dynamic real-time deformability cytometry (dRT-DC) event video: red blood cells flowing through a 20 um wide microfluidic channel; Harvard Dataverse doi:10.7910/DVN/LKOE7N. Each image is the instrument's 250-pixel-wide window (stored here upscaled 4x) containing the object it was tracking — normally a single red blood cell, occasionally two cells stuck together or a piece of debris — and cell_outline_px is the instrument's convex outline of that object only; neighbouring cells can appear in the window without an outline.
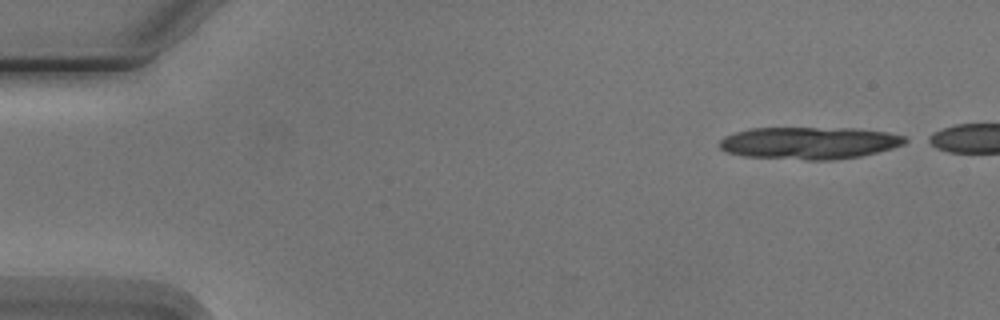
{"species": "Egyptian fruit bat (a non-hibernating species)", "species_latin": "Rousettus aegyptiacus", "temperature_condition": "cold", "stored_images_in_passage": 8, "camera_frame_rate_fps": 3000, "um_per_image_px": 0.085, "animal": {"sex": "male"}, "frame": {"image": 1, "passage_image": 1, "time_ms": 0.0, "image_size_px": [1000, 320], "cell_outline_px": [[912, 140], [904, 144], [892, 148], [860, 156], [832, 160], [808, 160], [744, 156], [728, 152], [720, 148], [720, 140], [724, 136], [736, 132], [752, 128], [852, 128], [888, 132], [904, 136]], "centroid_in_image_um": [68.82, 12.15], "position_along_channel_um": 16.2, "area_um2": 34.85}}
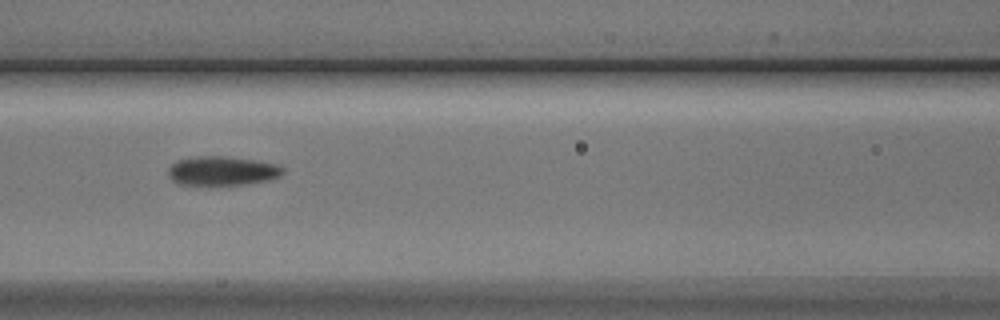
{"frame": {"image": 2, "passage_image": 6, "time_ms": 6.667, "image_size_px": [1000, 320], "cell_outline_px": [[284, 172], [280, 176], [272, 180], [248, 184], [176, 184], [168, 176], [168, 168], [176, 160], [196, 156], [224, 156], [256, 160], [276, 164], [284, 168]], "centroid_in_image_um": [18.9, 14.52], "position_along_channel_um": 147.7, "area_um2": 19.59}}
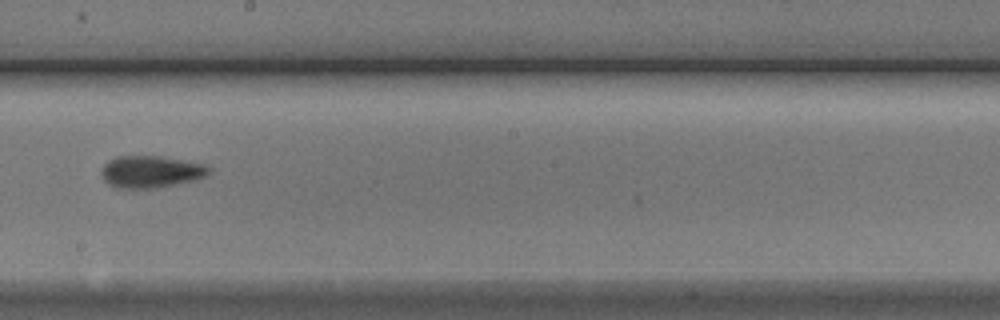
{"frame": {"image": 3, "passage_image": 8, "time_ms": 9.0, "image_size_px": [1000, 320], "cell_outline_px": [[208, 172], [204, 176], [192, 180], [160, 188], [116, 188], [108, 184], [104, 180], [100, 172], [100, 168], [108, 160], [116, 156], [160, 156], [204, 164], [208, 168]], "centroid_in_image_um": [12.73, 14.6], "position_along_channel_um": 235.5, "area_um2": 20.0}}